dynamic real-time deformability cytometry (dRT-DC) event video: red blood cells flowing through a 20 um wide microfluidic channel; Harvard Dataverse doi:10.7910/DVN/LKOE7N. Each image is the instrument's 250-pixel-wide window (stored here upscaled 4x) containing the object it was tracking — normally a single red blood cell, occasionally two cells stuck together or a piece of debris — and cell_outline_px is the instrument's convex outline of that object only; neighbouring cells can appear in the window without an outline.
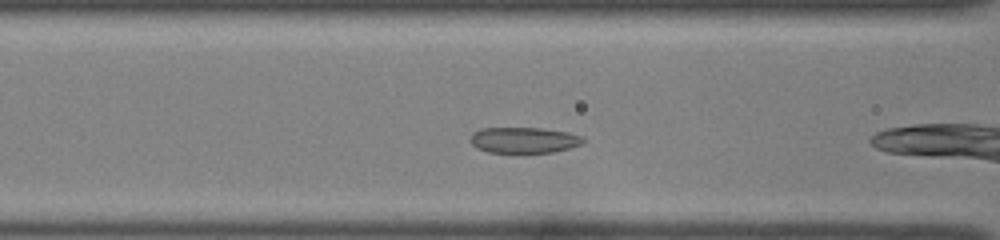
{"species": "common noctule bat (a hibernating species)", "species_latin": "Nyctalus noctula", "temperature_condition": "room temperature", "stored_images_in_passage": 34, "camera_frame_rate_fps": 3000, "um_per_image_px": 0.085, "animal": {"sex": "female", "body_mass_g": 22.0, "forearm_length_mm": 56.7}, "frame": {"image": 1, "passage_image": 4, "time_ms": 1.0, "image_size_px": [1000, 240], "cell_outline_px": [[588, 140], [580, 144], [568, 148], [552, 152], [488, 152], [476, 148], [468, 140], [472, 132], [480, 128], [540, 128], [568, 132], [584, 136]], "centroid_in_image_um": [44.51, 11.9], "position_along_channel_um": 122.1, "area_um2": 17.11}}
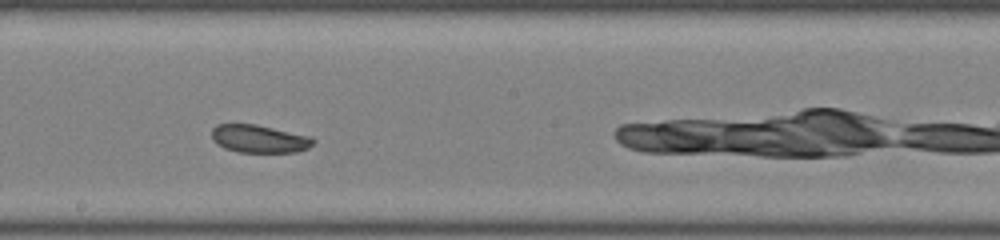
{"frame": {"image": 2, "passage_image": 12, "time_ms": 3.667, "image_size_px": [1000, 240], "cell_outline_px": [[316, 140], [308, 148], [296, 152], [240, 152], [224, 148], [216, 144], [212, 140], [212, 128], [216, 124], [256, 124], [312, 136]], "centroid_in_image_um": [22.03, 11.79], "position_along_channel_um": 226.2, "area_um2": 16.65}}
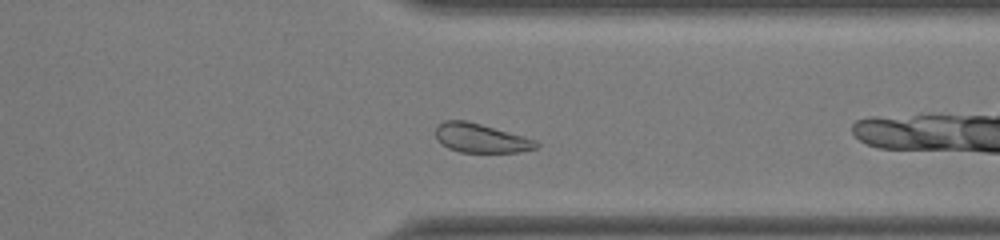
{"frame": {"image": 3, "passage_image": 23, "time_ms": 7.333, "image_size_px": [1000, 240], "cell_outline_px": [[540, 144], [536, 148], [520, 152], [460, 152], [448, 148], [436, 136], [436, 128], [444, 120], [468, 120], [524, 136], [536, 140]], "centroid_in_image_um": [40.91, 11.73], "position_along_channel_um": 370.5, "area_um2": 16.94}, "authors_computed_cell_mechanics": {"area_um2": 17.051, "velocity_mm_per_s": 3.9168, "shape_relaxation_time_tau1_ms": 2.2935, "shape_relaxation_time_tau2_ms": 5.0065, "deformation_change_tau1": 0.0707, "deformation_change_tau2": 0.0976}}